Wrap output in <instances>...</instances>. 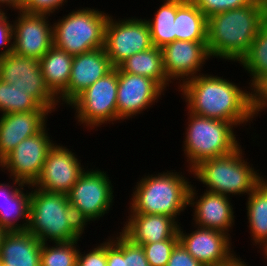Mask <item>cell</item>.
<instances>
[{"mask_svg": "<svg viewBox=\"0 0 267 266\" xmlns=\"http://www.w3.org/2000/svg\"><path fill=\"white\" fill-rule=\"evenodd\" d=\"M238 84L218 74L202 73L185 81L177 91L181 92V98L187 105L185 109L194 115L245 127L256 118L254 91Z\"/></svg>", "mask_w": 267, "mask_h": 266, "instance_id": "cell-1", "label": "cell"}, {"mask_svg": "<svg viewBox=\"0 0 267 266\" xmlns=\"http://www.w3.org/2000/svg\"><path fill=\"white\" fill-rule=\"evenodd\" d=\"M267 22L263 0L208 18L207 47L212 58L238 62L246 55L260 28Z\"/></svg>", "mask_w": 267, "mask_h": 266, "instance_id": "cell-2", "label": "cell"}, {"mask_svg": "<svg viewBox=\"0 0 267 266\" xmlns=\"http://www.w3.org/2000/svg\"><path fill=\"white\" fill-rule=\"evenodd\" d=\"M184 174V171L182 174L176 170L156 175L145 173L133 189L128 213L165 215L178 222V216L187 210L192 185Z\"/></svg>", "mask_w": 267, "mask_h": 266, "instance_id": "cell-3", "label": "cell"}, {"mask_svg": "<svg viewBox=\"0 0 267 266\" xmlns=\"http://www.w3.org/2000/svg\"><path fill=\"white\" fill-rule=\"evenodd\" d=\"M86 228L77 219L68 195L49 193L31 185L27 231L42 243L69 242L82 238Z\"/></svg>", "mask_w": 267, "mask_h": 266, "instance_id": "cell-4", "label": "cell"}, {"mask_svg": "<svg viewBox=\"0 0 267 266\" xmlns=\"http://www.w3.org/2000/svg\"><path fill=\"white\" fill-rule=\"evenodd\" d=\"M241 147L229 154L201 161L192 169L193 178L203 183L209 192L228 197L249 195L264 177L247 162Z\"/></svg>", "mask_w": 267, "mask_h": 266, "instance_id": "cell-5", "label": "cell"}, {"mask_svg": "<svg viewBox=\"0 0 267 266\" xmlns=\"http://www.w3.org/2000/svg\"><path fill=\"white\" fill-rule=\"evenodd\" d=\"M188 114L183 150L188 173L201 161L229 154L240 146L233 123Z\"/></svg>", "mask_w": 267, "mask_h": 266, "instance_id": "cell-6", "label": "cell"}, {"mask_svg": "<svg viewBox=\"0 0 267 266\" xmlns=\"http://www.w3.org/2000/svg\"><path fill=\"white\" fill-rule=\"evenodd\" d=\"M80 8L52 22L54 46L72 56L104 47L105 25L110 16L94 7Z\"/></svg>", "mask_w": 267, "mask_h": 266, "instance_id": "cell-7", "label": "cell"}, {"mask_svg": "<svg viewBox=\"0 0 267 266\" xmlns=\"http://www.w3.org/2000/svg\"><path fill=\"white\" fill-rule=\"evenodd\" d=\"M109 178L107 171L87 166L67 194L77 219L85 228L112 210L114 186Z\"/></svg>", "mask_w": 267, "mask_h": 266, "instance_id": "cell-8", "label": "cell"}, {"mask_svg": "<svg viewBox=\"0 0 267 266\" xmlns=\"http://www.w3.org/2000/svg\"><path fill=\"white\" fill-rule=\"evenodd\" d=\"M118 67L83 91L70 105L75 120L87 130L118 122ZM71 106V107H70Z\"/></svg>", "mask_w": 267, "mask_h": 266, "instance_id": "cell-9", "label": "cell"}, {"mask_svg": "<svg viewBox=\"0 0 267 266\" xmlns=\"http://www.w3.org/2000/svg\"><path fill=\"white\" fill-rule=\"evenodd\" d=\"M114 18L111 14L105 25L104 49L112 65L118 67L128 57L150 49L153 44L145 18Z\"/></svg>", "mask_w": 267, "mask_h": 266, "instance_id": "cell-10", "label": "cell"}, {"mask_svg": "<svg viewBox=\"0 0 267 266\" xmlns=\"http://www.w3.org/2000/svg\"><path fill=\"white\" fill-rule=\"evenodd\" d=\"M47 125L37 134L22 140L1 161V171L9 172V179L33 185L39 178L47 153L55 144ZM52 139V140H51Z\"/></svg>", "mask_w": 267, "mask_h": 266, "instance_id": "cell-11", "label": "cell"}, {"mask_svg": "<svg viewBox=\"0 0 267 266\" xmlns=\"http://www.w3.org/2000/svg\"><path fill=\"white\" fill-rule=\"evenodd\" d=\"M0 79L30 92L51 113L60 107L58 99L45 84L37 59L17 55L14 52L0 57Z\"/></svg>", "mask_w": 267, "mask_h": 266, "instance_id": "cell-12", "label": "cell"}, {"mask_svg": "<svg viewBox=\"0 0 267 266\" xmlns=\"http://www.w3.org/2000/svg\"><path fill=\"white\" fill-rule=\"evenodd\" d=\"M58 144L55 143L47 153L41 174L33 186L49 193L68 194L86 168L72 149Z\"/></svg>", "mask_w": 267, "mask_h": 266, "instance_id": "cell-13", "label": "cell"}, {"mask_svg": "<svg viewBox=\"0 0 267 266\" xmlns=\"http://www.w3.org/2000/svg\"><path fill=\"white\" fill-rule=\"evenodd\" d=\"M165 90L153 79L122 72L118 68L117 113L118 122L130 120L152 108Z\"/></svg>", "mask_w": 267, "mask_h": 266, "instance_id": "cell-14", "label": "cell"}, {"mask_svg": "<svg viewBox=\"0 0 267 266\" xmlns=\"http://www.w3.org/2000/svg\"><path fill=\"white\" fill-rule=\"evenodd\" d=\"M179 224V242L204 266H225L236 258L231 236L209 228L194 226L186 233ZM232 244V245H231Z\"/></svg>", "mask_w": 267, "mask_h": 266, "instance_id": "cell-15", "label": "cell"}, {"mask_svg": "<svg viewBox=\"0 0 267 266\" xmlns=\"http://www.w3.org/2000/svg\"><path fill=\"white\" fill-rule=\"evenodd\" d=\"M13 20V52L40 60L54 45L53 24L47 14H30L17 11Z\"/></svg>", "mask_w": 267, "mask_h": 266, "instance_id": "cell-16", "label": "cell"}, {"mask_svg": "<svg viewBox=\"0 0 267 266\" xmlns=\"http://www.w3.org/2000/svg\"><path fill=\"white\" fill-rule=\"evenodd\" d=\"M161 49L166 76L172 84L179 80L175 82L177 88L202 74L203 66L211 58L207 42L175 40Z\"/></svg>", "mask_w": 267, "mask_h": 266, "instance_id": "cell-17", "label": "cell"}, {"mask_svg": "<svg viewBox=\"0 0 267 266\" xmlns=\"http://www.w3.org/2000/svg\"><path fill=\"white\" fill-rule=\"evenodd\" d=\"M196 190V185L194 187L192 184L188 206L193 209V226L217 230L230 236L235 226L232 198L206 190L199 196Z\"/></svg>", "mask_w": 267, "mask_h": 266, "instance_id": "cell-18", "label": "cell"}, {"mask_svg": "<svg viewBox=\"0 0 267 266\" xmlns=\"http://www.w3.org/2000/svg\"><path fill=\"white\" fill-rule=\"evenodd\" d=\"M114 68L104 47L73 56L71 76L66 90L57 98L59 104L69 107L83 91Z\"/></svg>", "mask_w": 267, "mask_h": 266, "instance_id": "cell-19", "label": "cell"}, {"mask_svg": "<svg viewBox=\"0 0 267 266\" xmlns=\"http://www.w3.org/2000/svg\"><path fill=\"white\" fill-rule=\"evenodd\" d=\"M50 111L17 112L0 115L1 161L24 139L39 133L48 121Z\"/></svg>", "mask_w": 267, "mask_h": 266, "instance_id": "cell-20", "label": "cell"}, {"mask_svg": "<svg viewBox=\"0 0 267 266\" xmlns=\"http://www.w3.org/2000/svg\"><path fill=\"white\" fill-rule=\"evenodd\" d=\"M121 232L133 243L143 245L170 238H179L180 222L158 214L128 213ZM179 223V224H178Z\"/></svg>", "mask_w": 267, "mask_h": 266, "instance_id": "cell-21", "label": "cell"}, {"mask_svg": "<svg viewBox=\"0 0 267 266\" xmlns=\"http://www.w3.org/2000/svg\"><path fill=\"white\" fill-rule=\"evenodd\" d=\"M42 242L28 231L8 232L0 248V262L6 266H41Z\"/></svg>", "mask_w": 267, "mask_h": 266, "instance_id": "cell-22", "label": "cell"}, {"mask_svg": "<svg viewBox=\"0 0 267 266\" xmlns=\"http://www.w3.org/2000/svg\"><path fill=\"white\" fill-rule=\"evenodd\" d=\"M267 178H264L247 195L246 214L251 234L252 244L267 255ZM263 250V252H262Z\"/></svg>", "mask_w": 267, "mask_h": 266, "instance_id": "cell-23", "label": "cell"}, {"mask_svg": "<svg viewBox=\"0 0 267 266\" xmlns=\"http://www.w3.org/2000/svg\"><path fill=\"white\" fill-rule=\"evenodd\" d=\"M73 56L54 45L39 60L45 84L58 98L67 88L71 76Z\"/></svg>", "mask_w": 267, "mask_h": 266, "instance_id": "cell-24", "label": "cell"}, {"mask_svg": "<svg viewBox=\"0 0 267 266\" xmlns=\"http://www.w3.org/2000/svg\"><path fill=\"white\" fill-rule=\"evenodd\" d=\"M175 40L207 42L208 18L192 0H177Z\"/></svg>", "mask_w": 267, "mask_h": 266, "instance_id": "cell-25", "label": "cell"}, {"mask_svg": "<svg viewBox=\"0 0 267 266\" xmlns=\"http://www.w3.org/2000/svg\"><path fill=\"white\" fill-rule=\"evenodd\" d=\"M118 68L122 72L151 78L165 91L171 84L164 70L162 49L155 46L128 57Z\"/></svg>", "mask_w": 267, "mask_h": 266, "instance_id": "cell-26", "label": "cell"}, {"mask_svg": "<svg viewBox=\"0 0 267 266\" xmlns=\"http://www.w3.org/2000/svg\"><path fill=\"white\" fill-rule=\"evenodd\" d=\"M25 187H28L29 190ZM30 197L31 185L23 183L0 208V226L8 232L27 231Z\"/></svg>", "mask_w": 267, "mask_h": 266, "instance_id": "cell-27", "label": "cell"}, {"mask_svg": "<svg viewBox=\"0 0 267 266\" xmlns=\"http://www.w3.org/2000/svg\"><path fill=\"white\" fill-rule=\"evenodd\" d=\"M104 240L107 266H150L142 245L133 243L122 232Z\"/></svg>", "mask_w": 267, "mask_h": 266, "instance_id": "cell-28", "label": "cell"}, {"mask_svg": "<svg viewBox=\"0 0 267 266\" xmlns=\"http://www.w3.org/2000/svg\"><path fill=\"white\" fill-rule=\"evenodd\" d=\"M239 64L250 75V90L255 91L267 80V22L260 28L249 51Z\"/></svg>", "mask_w": 267, "mask_h": 266, "instance_id": "cell-29", "label": "cell"}, {"mask_svg": "<svg viewBox=\"0 0 267 266\" xmlns=\"http://www.w3.org/2000/svg\"><path fill=\"white\" fill-rule=\"evenodd\" d=\"M154 13V18L147 19L151 41L153 46L163 48L165 45L175 41V17L177 13V0H162Z\"/></svg>", "mask_w": 267, "mask_h": 266, "instance_id": "cell-30", "label": "cell"}, {"mask_svg": "<svg viewBox=\"0 0 267 266\" xmlns=\"http://www.w3.org/2000/svg\"><path fill=\"white\" fill-rule=\"evenodd\" d=\"M49 111L28 91L0 79V115L17 112Z\"/></svg>", "mask_w": 267, "mask_h": 266, "instance_id": "cell-31", "label": "cell"}, {"mask_svg": "<svg viewBox=\"0 0 267 266\" xmlns=\"http://www.w3.org/2000/svg\"><path fill=\"white\" fill-rule=\"evenodd\" d=\"M77 239L69 242H49L42 243L40 253L41 266H77V256L79 252ZM78 244V245H77Z\"/></svg>", "mask_w": 267, "mask_h": 266, "instance_id": "cell-32", "label": "cell"}, {"mask_svg": "<svg viewBox=\"0 0 267 266\" xmlns=\"http://www.w3.org/2000/svg\"><path fill=\"white\" fill-rule=\"evenodd\" d=\"M179 238H170L168 240L143 244L146 259L150 266H167L171 252Z\"/></svg>", "mask_w": 267, "mask_h": 266, "instance_id": "cell-33", "label": "cell"}, {"mask_svg": "<svg viewBox=\"0 0 267 266\" xmlns=\"http://www.w3.org/2000/svg\"><path fill=\"white\" fill-rule=\"evenodd\" d=\"M196 6L209 18L217 13L241 8L252 4L255 0H192Z\"/></svg>", "mask_w": 267, "mask_h": 266, "instance_id": "cell-34", "label": "cell"}, {"mask_svg": "<svg viewBox=\"0 0 267 266\" xmlns=\"http://www.w3.org/2000/svg\"><path fill=\"white\" fill-rule=\"evenodd\" d=\"M77 256V266H107L106 241L96 244L91 250L80 252ZM83 253V254H82Z\"/></svg>", "mask_w": 267, "mask_h": 266, "instance_id": "cell-35", "label": "cell"}, {"mask_svg": "<svg viewBox=\"0 0 267 266\" xmlns=\"http://www.w3.org/2000/svg\"><path fill=\"white\" fill-rule=\"evenodd\" d=\"M68 0H25L22 11L30 14L55 15ZM57 10V11H56Z\"/></svg>", "mask_w": 267, "mask_h": 266, "instance_id": "cell-36", "label": "cell"}, {"mask_svg": "<svg viewBox=\"0 0 267 266\" xmlns=\"http://www.w3.org/2000/svg\"><path fill=\"white\" fill-rule=\"evenodd\" d=\"M8 13L0 12V57L13 52V20Z\"/></svg>", "mask_w": 267, "mask_h": 266, "instance_id": "cell-37", "label": "cell"}, {"mask_svg": "<svg viewBox=\"0 0 267 266\" xmlns=\"http://www.w3.org/2000/svg\"><path fill=\"white\" fill-rule=\"evenodd\" d=\"M167 266H204L178 242L173 248Z\"/></svg>", "mask_w": 267, "mask_h": 266, "instance_id": "cell-38", "label": "cell"}, {"mask_svg": "<svg viewBox=\"0 0 267 266\" xmlns=\"http://www.w3.org/2000/svg\"><path fill=\"white\" fill-rule=\"evenodd\" d=\"M254 109L256 117L267 109V80L254 91Z\"/></svg>", "mask_w": 267, "mask_h": 266, "instance_id": "cell-39", "label": "cell"}, {"mask_svg": "<svg viewBox=\"0 0 267 266\" xmlns=\"http://www.w3.org/2000/svg\"><path fill=\"white\" fill-rule=\"evenodd\" d=\"M12 183L0 182V208L3 207L8 197H10L23 183L14 179ZM10 184V185H9ZM18 185V186H17Z\"/></svg>", "mask_w": 267, "mask_h": 266, "instance_id": "cell-40", "label": "cell"}, {"mask_svg": "<svg viewBox=\"0 0 267 266\" xmlns=\"http://www.w3.org/2000/svg\"><path fill=\"white\" fill-rule=\"evenodd\" d=\"M25 0H0V11L5 12V8H12L13 10L20 11L23 9Z\"/></svg>", "mask_w": 267, "mask_h": 266, "instance_id": "cell-41", "label": "cell"}, {"mask_svg": "<svg viewBox=\"0 0 267 266\" xmlns=\"http://www.w3.org/2000/svg\"><path fill=\"white\" fill-rule=\"evenodd\" d=\"M242 260L243 259H241L240 255H239V257L237 256L231 263H229V264H227L225 266H248V264H246L244 262V260L243 261Z\"/></svg>", "mask_w": 267, "mask_h": 266, "instance_id": "cell-42", "label": "cell"}, {"mask_svg": "<svg viewBox=\"0 0 267 266\" xmlns=\"http://www.w3.org/2000/svg\"><path fill=\"white\" fill-rule=\"evenodd\" d=\"M8 233V231L0 226V248L3 242V238L5 237V235Z\"/></svg>", "mask_w": 267, "mask_h": 266, "instance_id": "cell-43", "label": "cell"}, {"mask_svg": "<svg viewBox=\"0 0 267 266\" xmlns=\"http://www.w3.org/2000/svg\"><path fill=\"white\" fill-rule=\"evenodd\" d=\"M264 2V7H265V10H266V13H267V0H263Z\"/></svg>", "mask_w": 267, "mask_h": 266, "instance_id": "cell-44", "label": "cell"}]
</instances>
